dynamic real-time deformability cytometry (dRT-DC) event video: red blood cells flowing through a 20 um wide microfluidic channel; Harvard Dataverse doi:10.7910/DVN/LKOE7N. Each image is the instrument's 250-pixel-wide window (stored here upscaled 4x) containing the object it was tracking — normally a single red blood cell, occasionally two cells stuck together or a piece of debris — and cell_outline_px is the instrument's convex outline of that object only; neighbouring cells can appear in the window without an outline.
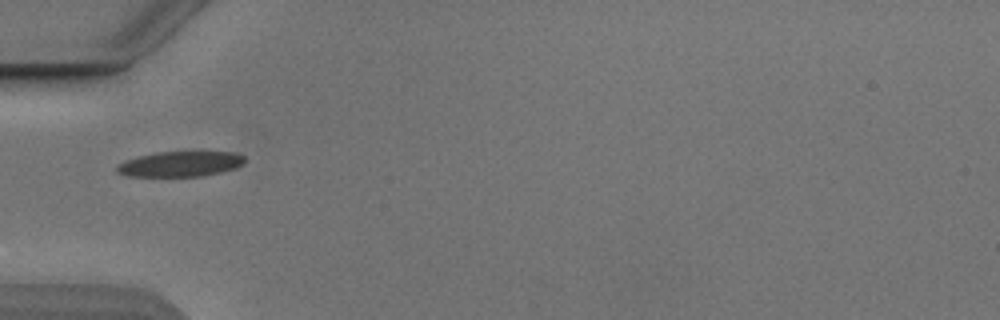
{"species": "Egyptian fruit bat (a non-hibernating species)", "species_latin": "Rousettus aegyptiacus", "temperature_condition": "cold", "stored_images_in_passage": 36, "camera_frame_rate_fps": 3000, "um_per_image_px": 0.085, "animal": {"sex": "male"}, "frame": {"image": 1, "passage_image": 1, "time_ms": 0.0, "image_size_px": [1000, 320], "cell_outline_px": [[244, 164], [236, 168], [220, 172], [200, 176], [128, 176], [116, 172], [116, 164], [124, 160], [156, 152], [236, 152], [244, 156]], "centroid_in_image_um": [15.31, 13.93], "position_along_channel_um": 69.7, "area_um2": 18.84}}
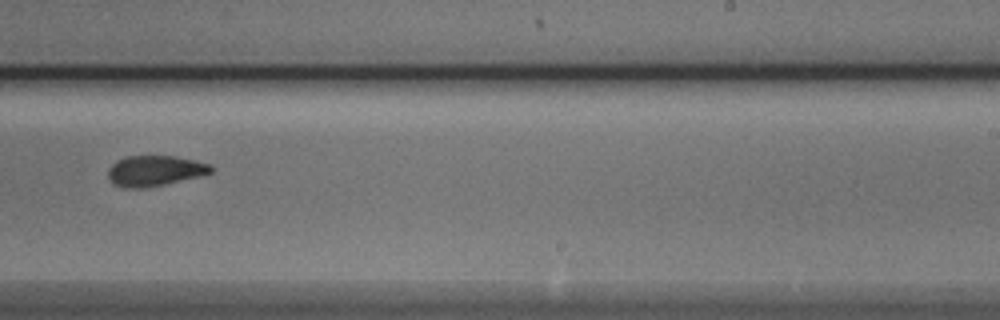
{"frame": {"image": 2, "passage_image": 17, "time_ms": 5.333, "image_size_px": [1000, 320], "cell_outline_px": [[212, 172], [200, 176], [164, 184], [140, 188], [124, 188], [112, 184], [108, 180], [108, 168], [116, 160], [128, 156], [176, 156], [212, 164]], "centroid_in_image_um": [13.13, 14.51], "position_along_channel_um": 275.9, "area_um2": 18.38}}
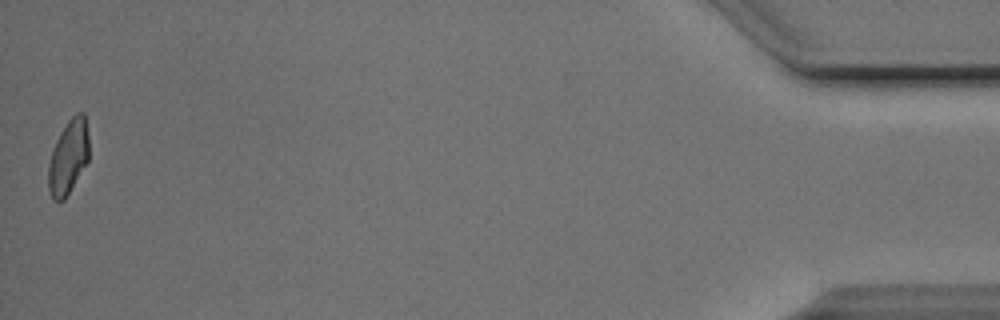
{"frame": {"image": 3, "passage_image": 36, "time_ms": 11.667, "image_size_px": [1000, 320], "cell_outline_px": [[88, 160], [64, 200], [52, 200], [48, 188], [48, 164], [52, 148], [60, 132], [68, 120], [76, 112], [84, 112], [88, 136]], "centroid_in_image_um": [5.79, 13.33], "position_along_channel_um": 429.4, "area_um2": 17.51}, "authors_computed_cell_mechanics": {"area_um2": 18.6694, "velocity_mm_per_s": 3.879, "shape_relaxation_time_tau1_ms": 4.6309, "shape_relaxation_time_tau2_ms": 2.731, "deformation_change_tau1": 0.1346, "deformation_change_tau2": 0.0846}}